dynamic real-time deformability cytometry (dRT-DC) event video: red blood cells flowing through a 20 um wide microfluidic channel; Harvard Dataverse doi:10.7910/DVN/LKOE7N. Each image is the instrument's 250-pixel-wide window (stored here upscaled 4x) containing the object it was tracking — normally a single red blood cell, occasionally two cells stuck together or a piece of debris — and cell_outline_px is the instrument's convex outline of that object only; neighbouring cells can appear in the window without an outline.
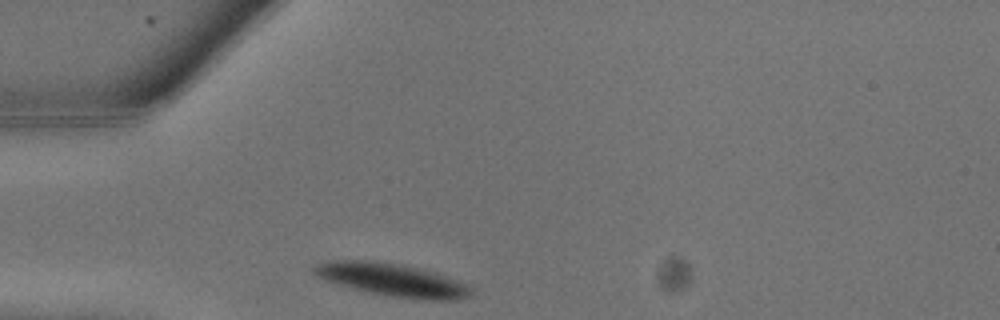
{"species": "common noctule bat (a hibernating species)", "species_latin": "Nyctalus noctula", "temperature_condition": "warm", "stored_images_in_passage": 11, "camera_frame_rate_fps": 3000, "um_per_image_px": 0.085, "animal": {"sex": "male", "body_mass_g": 13.3}, "frame": {"image": 1, "passage_image": 1, "time_ms": 0.0, "image_size_px": [1000, 320], "cell_outline_px": [[472, 292], [468, 296], [460, 300], [428, 300], [392, 296], [352, 288], [324, 280], [312, 272], [312, 268], [316, 264], [324, 260], [376, 260], [404, 264], [432, 272], [468, 284], [472, 288]], "centroid_in_image_um": [33.3, 23.76], "position_along_channel_um": 51.7, "area_um2": 30.06}}
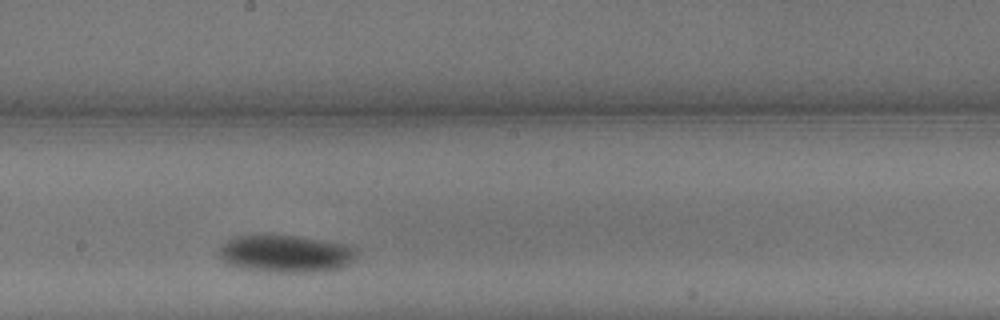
{"frame": {"image": 2, "passage_image": 8, "time_ms": 2.333, "image_size_px": [1000, 320], "cell_outline_px": [[360, 248], [356, 256], [344, 268], [320, 272], [272, 272], [240, 268], [224, 264], [216, 256], [216, 252], [228, 240], [236, 236], [264, 232], [268, 232], [352, 244]], "centroid_in_image_um": [24.28, 21.54], "position_along_channel_um": 223.9, "area_um2": 31.56}}
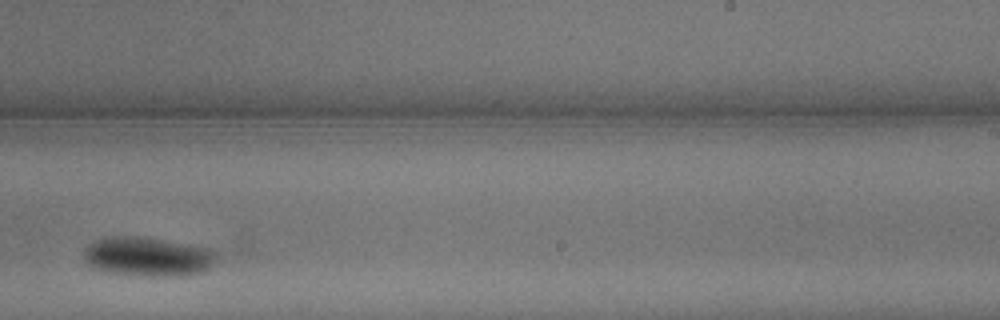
{"frame": {"image": 3, "passage_image": 10, "time_ms": 3.0, "image_size_px": [1000, 320], "cell_outline_px": [[220, 252], [216, 260], [204, 272], [180, 276], [152, 276], [108, 272], [92, 268], [84, 260], [84, 248], [92, 240], [104, 236], [144, 236], [212, 248]], "centroid_in_image_um": [12.57, 21.79], "position_along_channel_um": 276.4, "area_um2": 31.1}}